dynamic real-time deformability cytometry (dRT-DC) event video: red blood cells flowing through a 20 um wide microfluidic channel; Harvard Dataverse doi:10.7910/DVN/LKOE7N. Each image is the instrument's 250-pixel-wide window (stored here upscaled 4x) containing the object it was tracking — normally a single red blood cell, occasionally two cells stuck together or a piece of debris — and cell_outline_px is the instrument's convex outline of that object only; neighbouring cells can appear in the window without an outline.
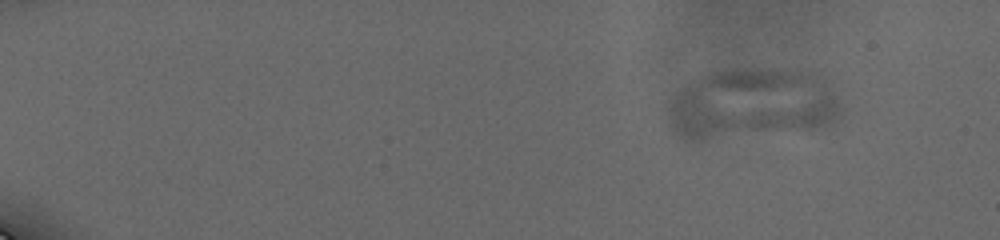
{"species": "human", "species_latin": "Homo sapiens", "temperature_condition": "cold", "stored_images_in_passage": 22, "camera_frame_rate_fps": 3000, "um_per_image_px": 0.085, "donor": {"sex": "male"}, "frame": {"image": 1, "passage_image": 3, "time_ms": 2.333, "image_size_px": [1000, 240], "cell_outline_px": [[844, 116], [832, 124], [812, 128], [704, 140], [684, 140], [672, 128], [668, 108], [668, 100], [684, 84], [700, 76], [716, 72], [800, 72], [820, 76], [824, 80], [836, 96], [844, 108]], "centroid_in_image_um": [63.9, 8.9], "position_along_channel_um": 21.1, "area_um2": 69.82}}